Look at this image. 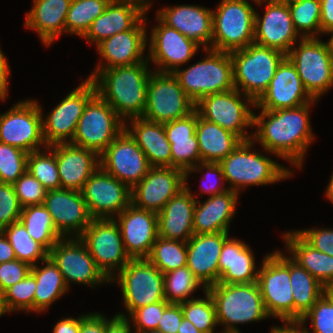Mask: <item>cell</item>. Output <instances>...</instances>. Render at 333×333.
<instances>
[{
	"label": "cell",
	"instance_id": "6da1fadb",
	"mask_svg": "<svg viewBox=\"0 0 333 333\" xmlns=\"http://www.w3.org/2000/svg\"><path fill=\"white\" fill-rule=\"evenodd\" d=\"M317 100L301 106L253 112L252 141L260 142L264 150L302 168L308 146L314 140L309 109ZM267 119V120H266Z\"/></svg>",
	"mask_w": 333,
	"mask_h": 333
},
{
	"label": "cell",
	"instance_id": "7a4b0ae2",
	"mask_svg": "<svg viewBox=\"0 0 333 333\" xmlns=\"http://www.w3.org/2000/svg\"><path fill=\"white\" fill-rule=\"evenodd\" d=\"M148 59L130 66L100 70L91 80L96 93L124 120L142 117L150 71Z\"/></svg>",
	"mask_w": 333,
	"mask_h": 333
},
{
	"label": "cell",
	"instance_id": "3957f363",
	"mask_svg": "<svg viewBox=\"0 0 333 333\" xmlns=\"http://www.w3.org/2000/svg\"><path fill=\"white\" fill-rule=\"evenodd\" d=\"M254 142L242 141L227 157L219 162L229 190L238 194L246 186L273 184L293 175L292 170L252 150Z\"/></svg>",
	"mask_w": 333,
	"mask_h": 333
},
{
	"label": "cell",
	"instance_id": "277c9868",
	"mask_svg": "<svg viewBox=\"0 0 333 333\" xmlns=\"http://www.w3.org/2000/svg\"><path fill=\"white\" fill-rule=\"evenodd\" d=\"M211 295L222 333H240L237 324L270 318L264 307L257 282L247 284L217 283L206 289Z\"/></svg>",
	"mask_w": 333,
	"mask_h": 333
},
{
	"label": "cell",
	"instance_id": "5b68a950",
	"mask_svg": "<svg viewBox=\"0 0 333 333\" xmlns=\"http://www.w3.org/2000/svg\"><path fill=\"white\" fill-rule=\"evenodd\" d=\"M233 62L234 86L256 102L266 91L278 65L286 55L255 42L230 53Z\"/></svg>",
	"mask_w": 333,
	"mask_h": 333
},
{
	"label": "cell",
	"instance_id": "8992f818",
	"mask_svg": "<svg viewBox=\"0 0 333 333\" xmlns=\"http://www.w3.org/2000/svg\"><path fill=\"white\" fill-rule=\"evenodd\" d=\"M206 51L201 61L173 74L179 80L181 88L196 104L201 98L228 90H233L234 74L230 53L213 49Z\"/></svg>",
	"mask_w": 333,
	"mask_h": 333
},
{
	"label": "cell",
	"instance_id": "52a82bcc",
	"mask_svg": "<svg viewBox=\"0 0 333 333\" xmlns=\"http://www.w3.org/2000/svg\"><path fill=\"white\" fill-rule=\"evenodd\" d=\"M258 270L257 284L270 317L294 324V300L290 284V256L281 251L267 254Z\"/></svg>",
	"mask_w": 333,
	"mask_h": 333
},
{
	"label": "cell",
	"instance_id": "ba28073f",
	"mask_svg": "<svg viewBox=\"0 0 333 333\" xmlns=\"http://www.w3.org/2000/svg\"><path fill=\"white\" fill-rule=\"evenodd\" d=\"M255 10L247 0H221L212 10V49L231 53L252 44Z\"/></svg>",
	"mask_w": 333,
	"mask_h": 333
},
{
	"label": "cell",
	"instance_id": "9c48e42d",
	"mask_svg": "<svg viewBox=\"0 0 333 333\" xmlns=\"http://www.w3.org/2000/svg\"><path fill=\"white\" fill-rule=\"evenodd\" d=\"M294 45L286 56L295 65L306 91L318 100L333 86V56L328 43L308 37L300 38L298 47Z\"/></svg>",
	"mask_w": 333,
	"mask_h": 333
},
{
	"label": "cell",
	"instance_id": "30bf717a",
	"mask_svg": "<svg viewBox=\"0 0 333 333\" xmlns=\"http://www.w3.org/2000/svg\"><path fill=\"white\" fill-rule=\"evenodd\" d=\"M125 129V121L97 93L87 102L70 143L99 156Z\"/></svg>",
	"mask_w": 333,
	"mask_h": 333
},
{
	"label": "cell",
	"instance_id": "8fae6325",
	"mask_svg": "<svg viewBox=\"0 0 333 333\" xmlns=\"http://www.w3.org/2000/svg\"><path fill=\"white\" fill-rule=\"evenodd\" d=\"M249 105L255 107V102L234 88L201 98L195 104V110L205 120L215 123L239 136L243 141H247L252 139V133L247 134L246 128L253 127V110Z\"/></svg>",
	"mask_w": 333,
	"mask_h": 333
},
{
	"label": "cell",
	"instance_id": "7c38bea8",
	"mask_svg": "<svg viewBox=\"0 0 333 333\" xmlns=\"http://www.w3.org/2000/svg\"><path fill=\"white\" fill-rule=\"evenodd\" d=\"M113 277L121 286L123 303L130 315L139 307L165 300L164 274L148 259H131Z\"/></svg>",
	"mask_w": 333,
	"mask_h": 333
},
{
	"label": "cell",
	"instance_id": "4fadbf2b",
	"mask_svg": "<svg viewBox=\"0 0 333 333\" xmlns=\"http://www.w3.org/2000/svg\"><path fill=\"white\" fill-rule=\"evenodd\" d=\"M195 103L181 88L173 73L152 71L147 84L146 108L142 118L166 123L188 116Z\"/></svg>",
	"mask_w": 333,
	"mask_h": 333
},
{
	"label": "cell",
	"instance_id": "5bb4252c",
	"mask_svg": "<svg viewBox=\"0 0 333 333\" xmlns=\"http://www.w3.org/2000/svg\"><path fill=\"white\" fill-rule=\"evenodd\" d=\"M79 238L109 281L131 260L125 251L119 225L114 219H92Z\"/></svg>",
	"mask_w": 333,
	"mask_h": 333
},
{
	"label": "cell",
	"instance_id": "9a60e30c",
	"mask_svg": "<svg viewBox=\"0 0 333 333\" xmlns=\"http://www.w3.org/2000/svg\"><path fill=\"white\" fill-rule=\"evenodd\" d=\"M41 105L34 100L20 101L0 114V142L31 153L44 149Z\"/></svg>",
	"mask_w": 333,
	"mask_h": 333
},
{
	"label": "cell",
	"instance_id": "2e32d148",
	"mask_svg": "<svg viewBox=\"0 0 333 333\" xmlns=\"http://www.w3.org/2000/svg\"><path fill=\"white\" fill-rule=\"evenodd\" d=\"M95 94L94 82L86 78L42 119L43 137L47 146L72 141L84 108Z\"/></svg>",
	"mask_w": 333,
	"mask_h": 333
},
{
	"label": "cell",
	"instance_id": "e0dca14e",
	"mask_svg": "<svg viewBox=\"0 0 333 333\" xmlns=\"http://www.w3.org/2000/svg\"><path fill=\"white\" fill-rule=\"evenodd\" d=\"M48 256L62 273L69 288L71 282L88 286L110 281L98 269L84 242L79 237H63L49 251Z\"/></svg>",
	"mask_w": 333,
	"mask_h": 333
},
{
	"label": "cell",
	"instance_id": "ac0fdd59",
	"mask_svg": "<svg viewBox=\"0 0 333 333\" xmlns=\"http://www.w3.org/2000/svg\"><path fill=\"white\" fill-rule=\"evenodd\" d=\"M82 194L93 219H114L131 204V189L101 166L86 181Z\"/></svg>",
	"mask_w": 333,
	"mask_h": 333
},
{
	"label": "cell",
	"instance_id": "d6986e66",
	"mask_svg": "<svg viewBox=\"0 0 333 333\" xmlns=\"http://www.w3.org/2000/svg\"><path fill=\"white\" fill-rule=\"evenodd\" d=\"M100 166L130 189L137 185L151 168L145 153L125 129L100 155Z\"/></svg>",
	"mask_w": 333,
	"mask_h": 333
},
{
	"label": "cell",
	"instance_id": "ffe728a7",
	"mask_svg": "<svg viewBox=\"0 0 333 333\" xmlns=\"http://www.w3.org/2000/svg\"><path fill=\"white\" fill-rule=\"evenodd\" d=\"M156 21L159 24L151 30L147 59L156 64L157 69L153 71L174 73L194 57L200 46L176 29L168 27L157 16Z\"/></svg>",
	"mask_w": 333,
	"mask_h": 333
},
{
	"label": "cell",
	"instance_id": "44dd1931",
	"mask_svg": "<svg viewBox=\"0 0 333 333\" xmlns=\"http://www.w3.org/2000/svg\"><path fill=\"white\" fill-rule=\"evenodd\" d=\"M264 2H267L264 16L255 11L254 42L287 55L297 39L302 38L294 28L288 4L274 0H257L255 4Z\"/></svg>",
	"mask_w": 333,
	"mask_h": 333
},
{
	"label": "cell",
	"instance_id": "7402d4cb",
	"mask_svg": "<svg viewBox=\"0 0 333 333\" xmlns=\"http://www.w3.org/2000/svg\"><path fill=\"white\" fill-rule=\"evenodd\" d=\"M145 16L130 30L117 33L102 40L96 45L99 55L105 64L101 62L96 66L92 74L87 78L92 79L100 70L116 66H130L147 60L145 49L147 44ZM145 56V58H144Z\"/></svg>",
	"mask_w": 333,
	"mask_h": 333
},
{
	"label": "cell",
	"instance_id": "603a6c76",
	"mask_svg": "<svg viewBox=\"0 0 333 333\" xmlns=\"http://www.w3.org/2000/svg\"><path fill=\"white\" fill-rule=\"evenodd\" d=\"M185 188V172L174 167H151L131 189V203L140 209L160 212L165 204Z\"/></svg>",
	"mask_w": 333,
	"mask_h": 333
},
{
	"label": "cell",
	"instance_id": "cb8c5ba5",
	"mask_svg": "<svg viewBox=\"0 0 333 333\" xmlns=\"http://www.w3.org/2000/svg\"><path fill=\"white\" fill-rule=\"evenodd\" d=\"M114 220L119 225L124 248L130 259H147L158 238L157 213L137 208L131 203Z\"/></svg>",
	"mask_w": 333,
	"mask_h": 333
},
{
	"label": "cell",
	"instance_id": "d4e9b609",
	"mask_svg": "<svg viewBox=\"0 0 333 333\" xmlns=\"http://www.w3.org/2000/svg\"><path fill=\"white\" fill-rule=\"evenodd\" d=\"M43 205L51 214L57 231L66 238L79 237L93 219L82 191L61 188L48 190Z\"/></svg>",
	"mask_w": 333,
	"mask_h": 333
},
{
	"label": "cell",
	"instance_id": "484cf974",
	"mask_svg": "<svg viewBox=\"0 0 333 333\" xmlns=\"http://www.w3.org/2000/svg\"><path fill=\"white\" fill-rule=\"evenodd\" d=\"M295 65L286 56L278 65L274 77L263 95L255 102V109L274 111L312 102Z\"/></svg>",
	"mask_w": 333,
	"mask_h": 333
},
{
	"label": "cell",
	"instance_id": "4316f807",
	"mask_svg": "<svg viewBox=\"0 0 333 333\" xmlns=\"http://www.w3.org/2000/svg\"><path fill=\"white\" fill-rule=\"evenodd\" d=\"M150 7L148 0H111L82 38L96 46L108 37L132 29Z\"/></svg>",
	"mask_w": 333,
	"mask_h": 333
},
{
	"label": "cell",
	"instance_id": "83f0119b",
	"mask_svg": "<svg viewBox=\"0 0 333 333\" xmlns=\"http://www.w3.org/2000/svg\"><path fill=\"white\" fill-rule=\"evenodd\" d=\"M156 13V16L168 27L176 29L199 46L203 45V50L212 49V10L200 5L181 4L164 7Z\"/></svg>",
	"mask_w": 333,
	"mask_h": 333
},
{
	"label": "cell",
	"instance_id": "f1b7e54d",
	"mask_svg": "<svg viewBox=\"0 0 333 333\" xmlns=\"http://www.w3.org/2000/svg\"><path fill=\"white\" fill-rule=\"evenodd\" d=\"M229 233L194 234L187 241V267L202 283L203 291L219 281V257Z\"/></svg>",
	"mask_w": 333,
	"mask_h": 333
},
{
	"label": "cell",
	"instance_id": "f546056e",
	"mask_svg": "<svg viewBox=\"0 0 333 333\" xmlns=\"http://www.w3.org/2000/svg\"><path fill=\"white\" fill-rule=\"evenodd\" d=\"M49 147L56 155L61 189L82 191L86 181L100 166V156L70 142Z\"/></svg>",
	"mask_w": 333,
	"mask_h": 333
},
{
	"label": "cell",
	"instance_id": "4dcf8cb0",
	"mask_svg": "<svg viewBox=\"0 0 333 333\" xmlns=\"http://www.w3.org/2000/svg\"><path fill=\"white\" fill-rule=\"evenodd\" d=\"M196 200L185 182V188L157 213L158 236L187 242L194 235L193 216Z\"/></svg>",
	"mask_w": 333,
	"mask_h": 333
},
{
	"label": "cell",
	"instance_id": "1f68e13d",
	"mask_svg": "<svg viewBox=\"0 0 333 333\" xmlns=\"http://www.w3.org/2000/svg\"><path fill=\"white\" fill-rule=\"evenodd\" d=\"M163 124L170 142L172 167L186 172L199 164L201 158L196 136L197 111Z\"/></svg>",
	"mask_w": 333,
	"mask_h": 333
},
{
	"label": "cell",
	"instance_id": "d6a6232c",
	"mask_svg": "<svg viewBox=\"0 0 333 333\" xmlns=\"http://www.w3.org/2000/svg\"><path fill=\"white\" fill-rule=\"evenodd\" d=\"M239 194L233 190L209 196L201 202L196 200L193 216L194 234L229 233L235 215Z\"/></svg>",
	"mask_w": 333,
	"mask_h": 333
},
{
	"label": "cell",
	"instance_id": "836d02e7",
	"mask_svg": "<svg viewBox=\"0 0 333 333\" xmlns=\"http://www.w3.org/2000/svg\"><path fill=\"white\" fill-rule=\"evenodd\" d=\"M128 120L129 123L125 121V130L145 153L150 166L172 167L170 142L167 139L164 124L148 121L142 117Z\"/></svg>",
	"mask_w": 333,
	"mask_h": 333
},
{
	"label": "cell",
	"instance_id": "e575fe53",
	"mask_svg": "<svg viewBox=\"0 0 333 333\" xmlns=\"http://www.w3.org/2000/svg\"><path fill=\"white\" fill-rule=\"evenodd\" d=\"M253 251L239 239L228 238L219 257V281L225 284L257 282L258 271Z\"/></svg>",
	"mask_w": 333,
	"mask_h": 333
},
{
	"label": "cell",
	"instance_id": "d590c367",
	"mask_svg": "<svg viewBox=\"0 0 333 333\" xmlns=\"http://www.w3.org/2000/svg\"><path fill=\"white\" fill-rule=\"evenodd\" d=\"M71 0H33L27 13L25 27L38 32V38L47 47L63 32Z\"/></svg>",
	"mask_w": 333,
	"mask_h": 333
},
{
	"label": "cell",
	"instance_id": "8d00e7d4",
	"mask_svg": "<svg viewBox=\"0 0 333 333\" xmlns=\"http://www.w3.org/2000/svg\"><path fill=\"white\" fill-rule=\"evenodd\" d=\"M290 257L306 269L323 286L333 283V256L309 245L297 232L283 234Z\"/></svg>",
	"mask_w": 333,
	"mask_h": 333
},
{
	"label": "cell",
	"instance_id": "74e56055",
	"mask_svg": "<svg viewBox=\"0 0 333 333\" xmlns=\"http://www.w3.org/2000/svg\"><path fill=\"white\" fill-rule=\"evenodd\" d=\"M196 136L201 162L219 163L243 141L231 131L200 117L198 112Z\"/></svg>",
	"mask_w": 333,
	"mask_h": 333
},
{
	"label": "cell",
	"instance_id": "f35d334b",
	"mask_svg": "<svg viewBox=\"0 0 333 333\" xmlns=\"http://www.w3.org/2000/svg\"><path fill=\"white\" fill-rule=\"evenodd\" d=\"M42 266L37 264L31 267V274L36 279V289L34 296V312L40 313L52 305L62 295L68 292L62 273L57 268L56 264L48 256L42 261Z\"/></svg>",
	"mask_w": 333,
	"mask_h": 333
},
{
	"label": "cell",
	"instance_id": "ab89813d",
	"mask_svg": "<svg viewBox=\"0 0 333 333\" xmlns=\"http://www.w3.org/2000/svg\"><path fill=\"white\" fill-rule=\"evenodd\" d=\"M290 284L294 300V324H297L323 295V285L291 257Z\"/></svg>",
	"mask_w": 333,
	"mask_h": 333
},
{
	"label": "cell",
	"instance_id": "60d3db41",
	"mask_svg": "<svg viewBox=\"0 0 333 333\" xmlns=\"http://www.w3.org/2000/svg\"><path fill=\"white\" fill-rule=\"evenodd\" d=\"M19 221L24 225L32 239L48 252L63 236L57 231L51 214L43 204L22 208Z\"/></svg>",
	"mask_w": 333,
	"mask_h": 333
},
{
	"label": "cell",
	"instance_id": "b9f144b4",
	"mask_svg": "<svg viewBox=\"0 0 333 333\" xmlns=\"http://www.w3.org/2000/svg\"><path fill=\"white\" fill-rule=\"evenodd\" d=\"M2 232L13 247L16 259L32 267L48 257L49 252L30 237L20 221L3 228Z\"/></svg>",
	"mask_w": 333,
	"mask_h": 333
},
{
	"label": "cell",
	"instance_id": "7bdbcfd3",
	"mask_svg": "<svg viewBox=\"0 0 333 333\" xmlns=\"http://www.w3.org/2000/svg\"><path fill=\"white\" fill-rule=\"evenodd\" d=\"M111 0H71L66 18V33L83 37Z\"/></svg>",
	"mask_w": 333,
	"mask_h": 333
},
{
	"label": "cell",
	"instance_id": "ee69618b",
	"mask_svg": "<svg viewBox=\"0 0 333 333\" xmlns=\"http://www.w3.org/2000/svg\"><path fill=\"white\" fill-rule=\"evenodd\" d=\"M147 259L163 274L186 266L187 242L158 236Z\"/></svg>",
	"mask_w": 333,
	"mask_h": 333
},
{
	"label": "cell",
	"instance_id": "f6af8a7d",
	"mask_svg": "<svg viewBox=\"0 0 333 333\" xmlns=\"http://www.w3.org/2000/svg\"><path fill=\"white\" fill-rule=\"evenodd\" d=\"M288 7L294 28L302 38L318 37L317 34H322L320 0H299L289 3Z\"/></svg>",
	"mask_w": 333,
	"mask_h": 333
},
{
	"label": "cell",
	"instance_id": "bcb514c9",
	"mask_svg": "<svg viewBox=\"0 0 333 333\" xmlns=\"http://www.w3.org/2000/svg\"><path fill=\"white\" fill-rule=\"evenodd\" d=\"M202 283L186 266L177 268L164 274V294L168 303L180 304L185 302Z\"/></svg>",
	"mask_w": 333,
	"mask_h": 333
},
{
	"label": "cell",
	"instance_id": "7dc6e473",
	"mask_svg": "<svg viewBox=\"0 0 333 333\" xmlns=\"http://www.w3.org/2000/svg\"><path fill=\"white\" fill-rule=\"evenodd\" d=\"M36 150L29 153L27 158V171L34 176L46 190L61 188V182L58 173L56 155L54 151L47 146L45 152ZM50 153V154H49Z\"/></svg>",
	"mask_w": 333,
	"mask_h": 333
},
{
	"label": "cell",
	"instance_id": "c3c4849f",
	"mask_svg": "<svg viewBox=\"0 0 333 333\" xmlns=\"http://www.w3.org/2000/svg\"><path fill=\"white\" fill-rule=\"evenodd\" d=\"M205 298H192L180 303L183 318L190 321L203 333H214L218 326L215 305L211 295L204 291Z\"/></svg>",
	"mask_w": 333,
	"mask_h": 333
},
{
	"label": "cell",
	"instance_id": "681fc988",
	"mask_svg": "<svg viewBox=\"0 0 333 333\" xmlns=\"http://www.w3.org/2000/svg\"><path fill=\"white\" fill-rule=\"evenodd\" d=\"M36 279L29 273L22 281L8 288L1 296L6 312L26 311L34 313Z\"/></svg>",
	"mask_w": 333,
	"mask_h": 333
},
{
	"label": "cell",
	"instance_id": "f907efd6",
	"mask_svg": "<svg viewBox=\"0 0 333 333\" xmlns=\"http://www.w3.org/2000/svg\"><path fill=\"white\" fill-rule=\"evenodd\" d=\"M29 153L0 142V182L14 184L27 171Z\"/></svg>",
	"mask_w": 333,
	"mask_h": 333
},
{
	"label": "cell",
	"instance_id": "816d5d0a",
	"mask_svg": "<svg viewBox=\"0 0 333 333\" xmlns=\"http://www.w3.org/2000/svg\"><path fill=\"white\" fill-rule=\"evenodd\" d=\"M308 320L311 321L312 332L304 327ZM297 325L305 333H333V305L322 295Z\"/></svg>",
	"mask_w": 333,
	"mask_h": 333
},
{
	"label": "cell",
	"instance_id": "f5cc1de1",
	"mask_svg": "<svg viewBox=\"0 0 333 333\" xmlns=\"http://www.w3.org/2000/svg\"><path fill=\"white\" fill-rule=\"evenodd\" d=\"M14 189L21 207L43 204L46 190L43 185L28 171L14 184Z\"/></svg>",
	"mask_w": 333,
	"mask_h": 333
},
{
	"label": "cell",
	"instance_id": "db71d44e",
	"mask_svg": "<svg viewBox=\"0 0 333 333\" xmlns=\"http://www.w3.org/2000/svg\"><path fill=\"white\" fill-rule=\"evenodd\" d=\"M169 304L166 300H163L134 310L127 317L132 319L130 320L131 323H134V332L158 330V322Z\"/></svg>",
	"mask_w": 333,
	"mask_h": 333
},
{
	"label": "cell",
	"instance_id": "11a10c76",
	"mask_svg": "<svg viewBox=\"0 0 333 333\" xmlns=\"http://www.w3.org/2000/svg\"><path fill=\"white\" fill-rule=\"evenodd\" d=\"M21 211L13 184L0 182V230L19 221Z\"/></svg>",
	"mask_w": 333,
	"mask_h": 333
},
{
	"label": "cell",
	"instance_id": "9f6ffc18",
	"mask_svg": "<svg viewBox=\"0 0 333 333\" xmlns=\"http://www.w3.org/2000/svg\"><path fill=\"white\" fill-rule=\"evenodd\" d=\"M31 272V266L18 259L0 264V295Z\"/></svg>",
	"mask_w": 333,
	"mask_h": 333
},
{
	"label": "cell",
	"instance_id": "6f0895ef",
	"mask_svg": "<svg viewBox=\"0 0 333 333\" xmlns=\"http://www.w3.org/2000/svg\"><path fill=\"white\" fill-rule=\"evenodd\" d=\"M201 171V170H207L206 171V174H204L202 178V180H206L209 178L210 180V177L211 176H216L219 178V181H222L223 183L225 182V178H224V175H223V172H222V167L219 165V163H212V162H200L199 164H197L196 166H194L192 169H189L185 172V182H188V176L190 175V173L192 172H197V171ZM213 174V175H212ZM216 178V179H218ZM210 182V181H209ZM213 182V181H212ZM219 183V184H218ZM218 184V185H217ZM223 185H221V182H215L211 184L208 183V185L204 186L202 185L200 188V191L201 192H204L209 194L210 197L211 196H214V195H217V194H220V193H223L227 190H229L228 187H221Z\"/></svg>",
	"mask_w": 333,
	"mask_h": 333
},
{
	"label": "cell",
	"instance_id": "680465c9",
	"mask_svg": "<svg viewBox=\"0 0 333 333\" xmlns=\"http://www.w3.org/2000/svg\"><path fill=\"white\" fill-rule=\"evenodd\" d=\"M309 245L320 252L333 256V230L323 227L320 229H304L296 231Z\"/></svg>",
	"mask_w": 333,
	"mask_h": 333
},
{
	"label": "cell",
	"instance_id": "91938a15",
	"mask_svg": "<svg viewBox=\"0 0 333 333\" xmlns=\"http://www.w3.org/2000/svg\"><path fill=\"white\" fill-rule=\"evenodd\" d=\"M183 312L179 304L170 303L164 310L158 322V331L163 333H177L182 323Z\"/></svg>",
	"mask_w": 333,
	"mask_h": 333
},
{
	"label": "cell",
	"instance_id": "94428289",
	"mask_svg": "<svg viewBox=\"0 0 333 333\" xmlns=\"http://www.w3.org/2000/svg\"><path fill=\"white\" fill-rule=\"evenodd\" d=\"M80 333H106V317L97 312L81 315Z\"/></svg>",
	"mask_w": 333,
	"mask_h": 333
},
{
	"label": "cell",
	"instance_id": "6125c7cd",
	"mask_svg": "<svg viewBox=\"0 0 333 333\" xmlns=\"http://www.w3.org/2000/svg\"><path fill=\"white\" fill-rule=\"evenodd\" d=\"M123 312L106 319V333H131L130 319Z\"/></svg>",
	"mask_w": 333,
	"mask_h": 333
},
{
	"label": "cell",
	"instance_id": "be15d7a7",
	"mask_svg": "<svg viewBox=\"0 0 333 333\" xmlns=\"http://www.w3.org/2000/svg\"><path fill=\"white\" fill-rule=\"evenodd\" d=\"M321 1V17L320 25L322 34H326L333 28V0H320Z\"/></svg>",
	"mask_w": 333,
	"mask_h": 333
},
{
	"label": "cell",
	"instance_id": "e7e4bbea",
	"mask_svg": "<svg viewBox=\"0 0 333 333\" xmlns=\"http://www.w3.org/2000/svg\"><path fill=\"white\" fill-rule=\"evenodd\" d=\"M10 72L8 61L0 47V101H4L7 98Z\"/></svg>",
	"mask_w": 333,
	"mask_h": 333
},
{
	"label": "cell",
	"instance_id": "03108f58",
	"mask_svg": "<svg viewBox=\"0 0 333 333\" xmlns=\"http://www.w3.org/2000/svg\"><path fill=\"white\" fill-rule=\"evenodd\" d=\"M53 333H80V317L61 318L55 324Z\"/></svg>",
	"mask_w": 333,
	"mask_h": 333
},
{
	"label": "cell",
	"instance_id": "003e7915",
	"mask_svg": "<svg viewBox=\"0 0 333 333\" xmlns=\"http://www.w3.org/2000/svg\"><path fill=\"white\" fill-rule=\"evenodd\" d=\"M15 251L8 239L5 237L2 230H0V264L7 261L15 260Z\"/></svg>",
	"mask_w": 333,
	"mask_h": 333
},
{
	"label": "cell",
	"instance_id": "a7ac6f4b",
	"mask_svg": "<svg viewBox=\"0 0 333 333\" xmlns=\"http://www.w3.org/2000/svg\"><path fill=\"white\" fill-rule=\"evenodd\" d=\"M270 333H305L297 324H283L272 327Z\"/></svg>",
	"mask_w": 333,
	"mask_h": 333
},
{
	"label": "cell",
	"instance_id": "89a4df30",
	"mask_svg": "<svg viewBox=\"0 0 333 333\" xmlns=\"http://www.w3.org/2000/svg\"><path fill=\"white\" fill-rule=\"evenodd\" d=\"M177 333H203V332L198 330L193 323L183 318Z\"/></svg>",
	"mask_w": 333,
	"mask_h": 333
},
{
	"label": "cell",
	"instance_id": "2644e50d",
	"mask_svg": "<svg viewBox=\"0 0 333 333\" xmlns=\"http://www.w3.org/2000/svg\"><path fill=\"white\" fill-rule=\"evenodd\" d=\"M323 296L333 305V283L323 286Z\"/></svg>",
	"mask_w": 333,
	"mask_h": 333
},
{
	"label": "cell",
	"instance_id": "8c879c8a",
	"mask_svg": "<svg viewBox=\"0 0 333 333\" xmlns=\"http://www.w3.org/2000/svg\"><path fill=\"white\" fill-rule=\"evenodd\" d=\"M326 197L329 199V201L333 204V173L330 178V182L328 184V187L325 191Z\"/></svg>",
	"mask_w": 333,
	"mask_h": 333
},
{
	"label": "cell",
	"instance_id": "753ad0ef",
	"mask_svg": "<svg viewBox=\"0 0 333 333\" xmlns=\"http://www.w3.org/2000/svg\"><path fill=\"white\" fill-rule=\"evenodd\" d=\"M329 33L332 34V35H330L331 37L328 39L329 41H327V43H328V46H329V49H330V53L333 56V28L330 29L328 32H326V34H328V35H329Z\"/></svg>",
	"mask_w": 333,
	"mask_h": 333
},
{
	"label": "cell",
	"instance_id": "34e18365",
	"mask_svg": "<svg viewBox=\"0 0 333 333\" xmlns=\"http://www.w3.org/2000/svg\"><path fill=\"white\" fill-rule=\"evenodd\" d=\"M6 312L3 301H2V296L0 295V316L4 315Z\"/></svg>",
	"mask_w": 333,
	"mask_h": 333
},
{
	"label": "cell",
	"instance_id": "11e5206c",
	"mask_svg": "<svg viewBox=\"0 0 333 333\" xmlns=\"http://www.w3.org/2000/svg\"><path fill=\"white\" fill-rule=\"evenodd\" d=\"M274 1L279 2V3L289 4V3L299 1V0H274Z\"/></svg>",
	"mask_w": 333,
	"mask_h": 333
},
{
	"label": "cell",
	"instance_id": "2a66077c",
	"mask_svg": "<svg viewBox=\"0 0 333 333\" xmlns=\"http://www.w3.org/2000/svg\"><path fill=\"white\" fill-rule=\"evenodd\" d=\"M135 333H163L158 330H151V331H142V332H135Z\"/></svg>",
	"mask_w": 333,
	"mask_h": 333
}]
</instances>
